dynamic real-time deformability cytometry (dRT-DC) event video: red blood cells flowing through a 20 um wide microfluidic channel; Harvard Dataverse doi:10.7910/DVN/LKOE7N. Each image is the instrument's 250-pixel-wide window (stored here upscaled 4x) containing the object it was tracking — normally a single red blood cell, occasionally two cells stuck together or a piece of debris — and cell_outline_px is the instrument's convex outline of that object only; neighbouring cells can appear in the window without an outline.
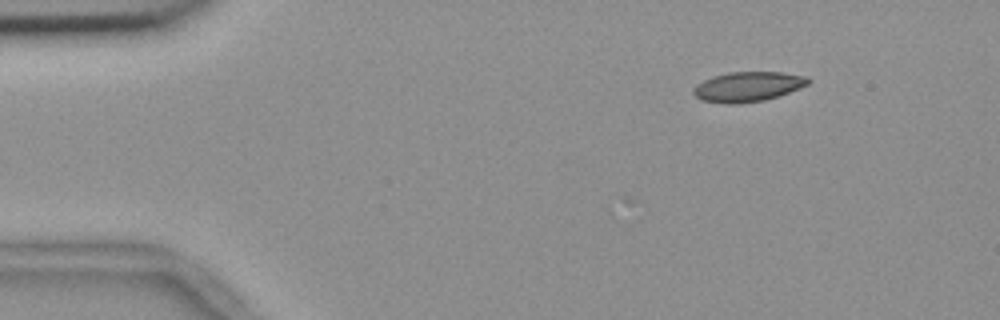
{"species": "common noctule bat (a hibernating species)", "species_latin": "Nyctalus noctula", "temperature_condition": "room temperature", "stored_images_in_passage": 5, "camera_frame_rate_fps": 3000, "um_per_image_px": 0.085, "animal": {"sex": "female", "body_mass_g": 18.4}, "frame": {"image": 1, "passage_image": 2, "time_ms": 0.333, "image_size_px": [1000, 320], "cell_outline_px": [[812, 80], [808, 84], [800, 88], [764, 100], [736, 104], [724, 104], [700, 100], [692, 92], [692, 88], [696, 84], [712, 76], [728, 72], [780, 72], [808, 76]], "centroid_in_image_um": [63.54, 7.36], "position_along_channel_um": 21.5, "area_um2": 20.11}}
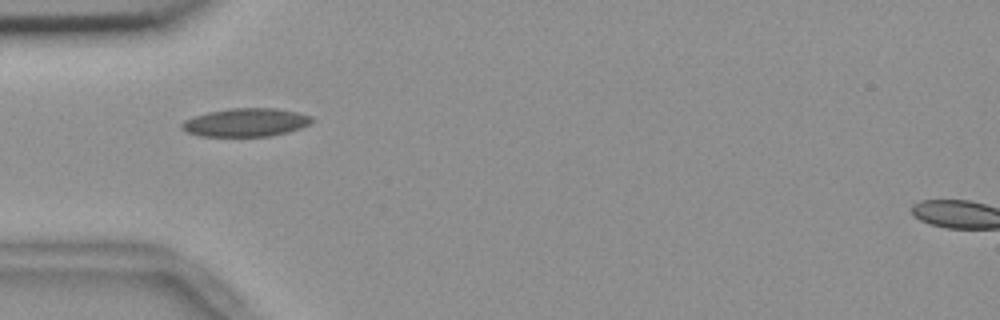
{"frame": {"image": 2, "passage_image": 5, "time_ms": 1.333, "image_size_px": [1000, 320], "cell_outline_px": [[312, 120], [308, 124], [300, 128], [288, 132], [268, 136], [200, 136], [188, 132], [180, 128], [180, 124], [184, 120], [192, 116], [208, 112], [228, 108], [276, 108], [300, 112], [312, 116]], "centroid_in_image_um": [20.87, 10.39], "position_along_channel_um": 64.1, "area_um2": 21.56}}